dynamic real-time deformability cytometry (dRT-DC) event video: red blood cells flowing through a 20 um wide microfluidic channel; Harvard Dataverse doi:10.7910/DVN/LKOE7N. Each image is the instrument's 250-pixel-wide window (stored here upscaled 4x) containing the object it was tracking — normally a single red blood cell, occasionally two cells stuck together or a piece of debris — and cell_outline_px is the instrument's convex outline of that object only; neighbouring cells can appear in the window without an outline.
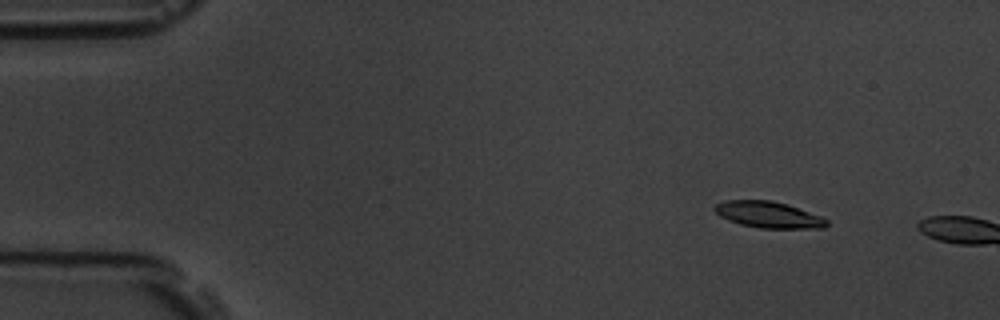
{"species": "common noctule bat (a hibernating species)", "species_latin": "Nyctalus noctula", "temperature_condition": "room temperature", "stored_images_in_passage": 4, "camera_frame_rate_fps": 3000, "um_per_image_px": 0.085, "animal": {"sex": "male", "body_mass_g": 19.5, "forearm_length_mm": 54.6}, "frame": {"image": 1, "passage_image": 3, "time_ms": 2.0, "image_size_px": [1000, 320], "cell_outline_px": [[828, 224], [824, 228], [760, 228], [740, 224], [728, 220], [720, 216], [712, 208], [716, 204], [724, 200], [772, 200], [788, 204], [820, 216], [828, 220]], "centroid_in_image_um": [65.3, 18.24], "position_along_channel_um": 19.7, "area_um2": 17.22}}